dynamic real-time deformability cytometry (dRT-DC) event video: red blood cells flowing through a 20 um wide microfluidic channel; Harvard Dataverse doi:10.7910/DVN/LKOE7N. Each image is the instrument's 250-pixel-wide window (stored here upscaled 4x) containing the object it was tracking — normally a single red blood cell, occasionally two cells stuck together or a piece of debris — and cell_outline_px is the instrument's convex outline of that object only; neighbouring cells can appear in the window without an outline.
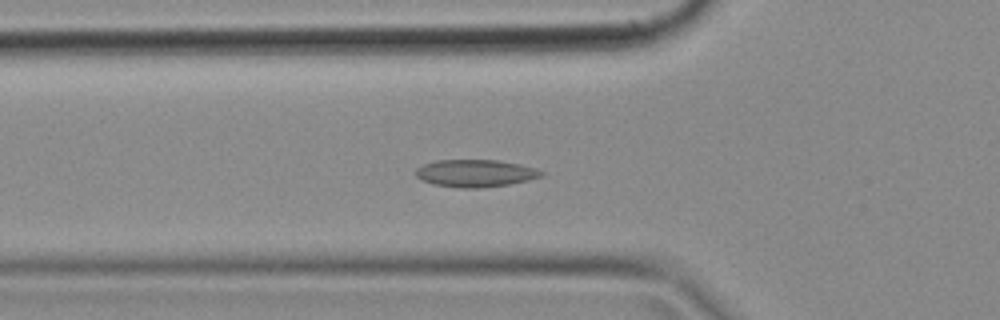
{"species": "common noctule bat (a hibernating species)", "species_latin": "Nyctalus noctula", "temperature_condition": "cold", "stored_images_in_passage": 22, "camera_frame_rate_fps": 3000, "um_per_image_px": 0.085, "animal": {"sex": "female", "body_mass_g": 18.4}, "frame": {"image": 1, "passage_image": 16, "time_ms": 5.0, "image_size_px": [1000, 320], "cell_outline_px": [[544, 176], [528, 180], [508, 184], [476, 188], [460, 188], [436, 184], [420, 180], [416, 176], [416, 168], [424, 164], [436, 160], [496, 160], [520, 164], [536, 168], [544, 172]], "centroid_in_image_um": [40.42, 14.72], "position_along_channel_um": 85.4, "area_um2": 19.94}}
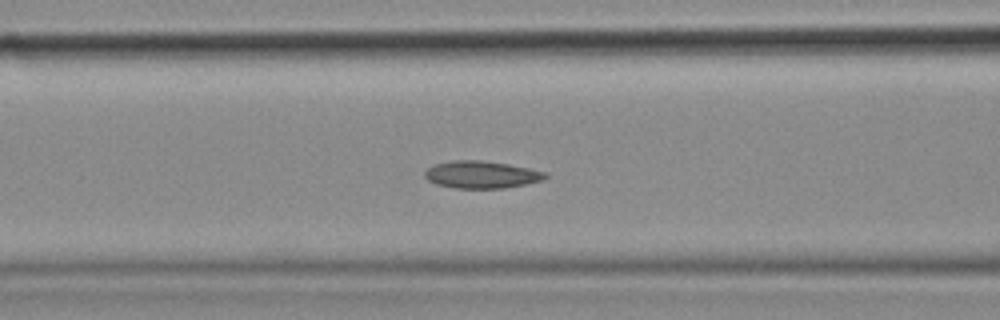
{"frame": {"image": 2, "passage_image": 19, "time_ms": 6.0, "image_size_px": [1000, 320], "cell_outline_px": [[548, 176], [544, 180], [504, 188], [456, 188], [436, 184], [428, 180], [424, 176], [424, 172], [432, 164], [452, 160], [480, 160], [508, 164], [548, 172]], "centroid_in_image_um": [40.92, 14.83], "position_along_channel_um": 125.7, "area_um2": 19.25}}